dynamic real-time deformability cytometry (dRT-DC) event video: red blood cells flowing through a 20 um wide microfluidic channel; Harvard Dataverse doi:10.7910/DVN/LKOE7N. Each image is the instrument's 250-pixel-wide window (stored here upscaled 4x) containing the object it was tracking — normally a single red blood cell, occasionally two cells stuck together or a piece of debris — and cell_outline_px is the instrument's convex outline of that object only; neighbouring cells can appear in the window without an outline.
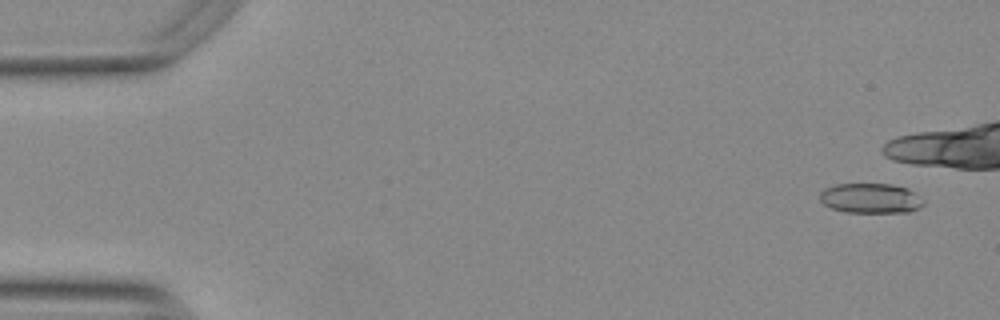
{"species": "Egyptian fruit bat (a non-hibernating species)", "species_latin": "Rousettus aegyptiacus", "temperature_condition": "warm", "stored_images_in_passage": 42, "camera_frame_rate_fps": 3000, "um_per_image_px": 0.085, "animal": {"sex": "female"}, "frame": {"image": 1, "passage_image": 3, "time_ms": 0.667, "image_size_px": [1000, 320], "cell_outline_px": [[924, 204], [920, 208], [908, 212], [844, 212], [832, 208], [824, 204], [820, 200], [820, 192], [824, 188], [836, 184], [892, 184], [908, 188], [924, 200]], "centroid_in_image_um": [74.01, 16.85], "position_along_channel_um": 11.0, "area_um2": 18.15}}
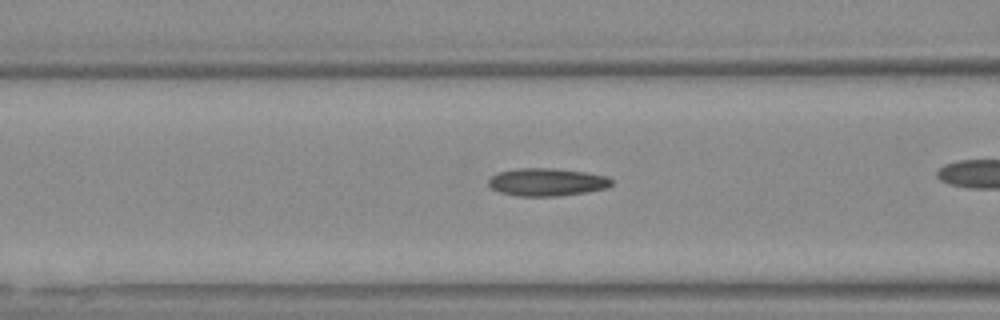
{"frame": {"image": 2, "passage_image": 22, "time_ms": 7.0, "image_size_px": [1000, 320], "cell_outline_px": [[612, 184], [608, 188], [588, 192], [556, 196], [516, 196], [500, 192], [492, 188], [488, 184], [488, 180], [492, 176], [500, 172], [520, 168], [552, 168], [584, 172], [608, 176], [612, 180]], "centroid_in_image_um": [46.52, 15.48], "position_along_channel_um": 120.1, "area_um2": 19.88}}
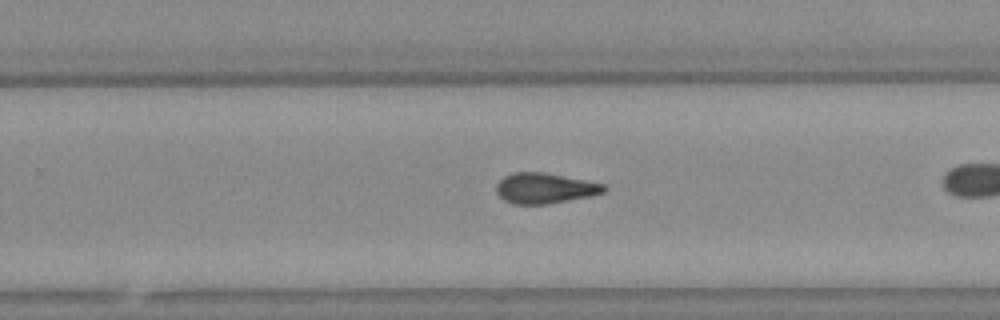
{"frame": {"image": 3, "passage_image": 35, "time_ms": 11.333, "image_size_px": [1000, 320], "cell_outline_px": [[608, 188], [604, 192], [592, 196], [548, 204], [512, 204], [504, 200], [496, 192], [496, 184], [504, 176], [512, 172], [544, 172], [604, 184]], "centroid_in_image_um": [46.3, 16.0], "position_along_channel_um": 283.5, "area_um2": 19.19}}